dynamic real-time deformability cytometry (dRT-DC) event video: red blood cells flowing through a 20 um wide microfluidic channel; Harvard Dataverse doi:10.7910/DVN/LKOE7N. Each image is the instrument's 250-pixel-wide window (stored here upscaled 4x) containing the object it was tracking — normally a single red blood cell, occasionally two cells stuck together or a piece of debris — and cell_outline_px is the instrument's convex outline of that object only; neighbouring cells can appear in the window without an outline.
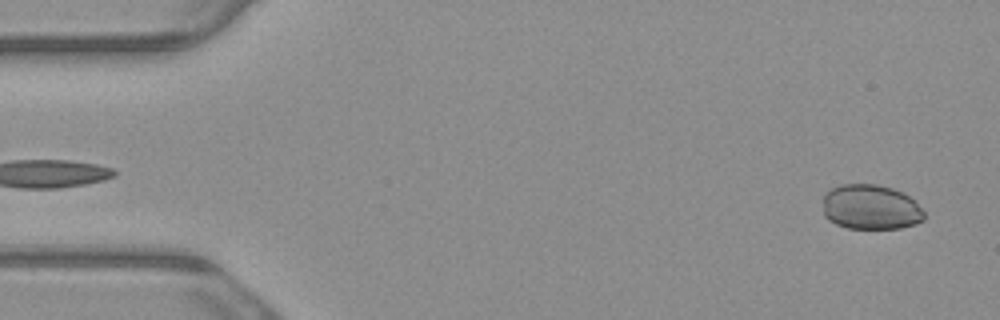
{"species": "common noctule bat (a hibernating species)", "species_latin": "Nyctalus noctula", "temperature_condition": "warm", "stored_images_in_passage": 5, "camera_frame_rate_fps": 3000, "um_per_image_px": 0.085, "animal": {"sex": "male", "body_mass_g": 23.1, "forearm_length_mm": 52.7}, "frame": {"image": 1, "passage_image": 5, "time_ms": 1.333, "image_size_px": [1000, 320], "cell_outline_px": [[924, 220], [916, 224], [900, 228], [848, 228], [836, 224], [828, 220], [824, 216], [824, 192], [840, 184], [876, 184], [892, 188], [908, 196], [924, 212]], "centroid_in_image_um": [73.98, 17.61], "position_along_channel_um": 11.0, "area_um2": 26.47}}